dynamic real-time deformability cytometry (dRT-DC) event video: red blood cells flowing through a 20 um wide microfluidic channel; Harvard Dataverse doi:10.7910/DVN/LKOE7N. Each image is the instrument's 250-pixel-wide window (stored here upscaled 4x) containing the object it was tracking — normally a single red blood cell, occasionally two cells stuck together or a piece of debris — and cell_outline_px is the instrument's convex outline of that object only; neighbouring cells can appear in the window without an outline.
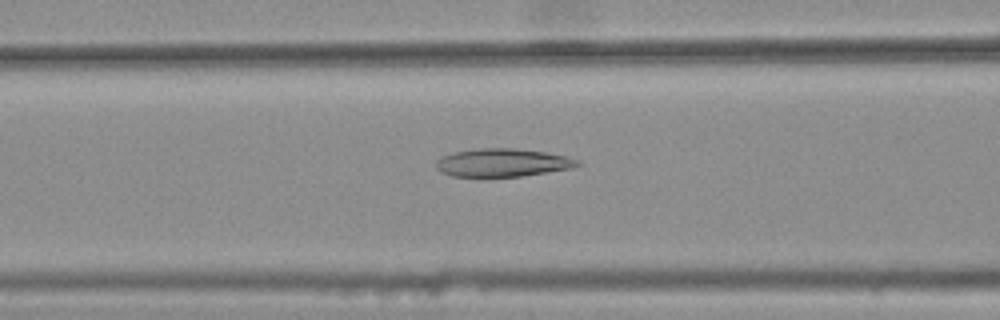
{"species": "common noctule bat (a hibernating species)", "species_latin": "Nyctalus noctula", "temperature_condition": "warm", "stored_images_in_passage": 33, "camera_frame_rate_fps": 3000, "um_per_image_px": 0.085, "animal": {"sex": "female", "body_mass_g": 25.1}, "frame": {"image": 1, "passage_image": 8, "time_ms": 2.333, "image_size_px": [1000, 320], "cell_outline_px": [[580, 164], [572, 168], [520, 176], [452, 176], [440, 172], [436, 168], [436, 160], [440, 156], [452, 152], [480, 148], [516, 148], [544, 152], [568, 156], [580, 160]], "centroid_in_image_um": [42.69, 13.81], "position_along_channel_um": 123.9, "area_um2": 23.18}}
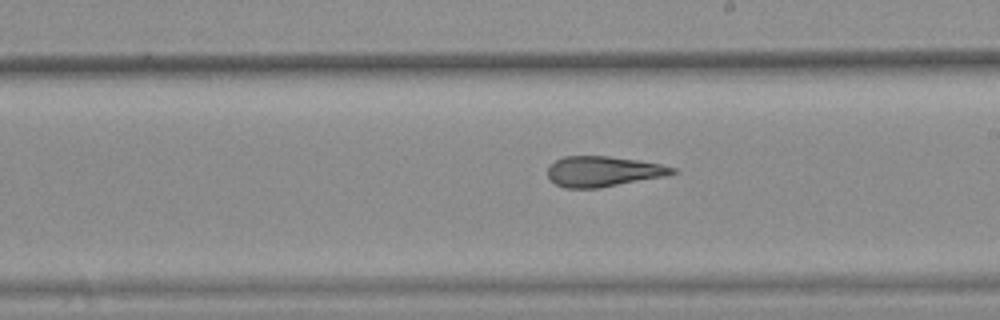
{"frame": {"image": 2, "passage_image": 17, "time_ms": 5.333, "image_size_px": [1000, 320], "cell_outline_px": [[676, 172], [668, 176], [600, 188], [564, 188], [556, 184], [548, 176], [548, 164], [564, 156], [608, 156], [640, 160], [660, 164], [676, 168]], "centroid_in_image_um": [51.29, 14.57], "position_along_channel_um": 237.7, "area_um2": 22.31}}
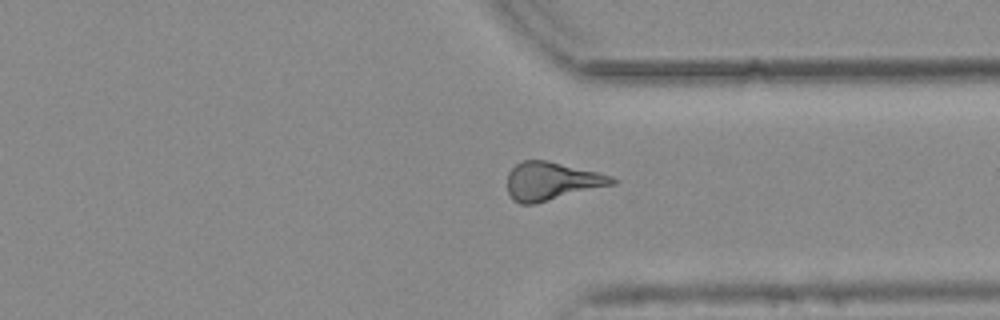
{"frame": {"image": 3, "passage_image": 27, "time_ms": 8.667, "image_size_px": [1000, 320], "cell_outline_px": [[616, 184], [532, 204], [520, 204], [512, 200], [508, 192], [508, 172], [520, 160], [548, 160], [612, 176], [616, 180]], "centroid_in_image_um": [46.86, 15.39], "position_along_channel_um": 364.5, "area_um2": 23.18}, "authors_computed_cell_mechanics": {"area_um2": 22.6576, "velocity_mm_per_s": 3.8044, "shape_relaxation_time_tau1_ms": null, "shape_relaxation_time_tau2_ms": 3.2681, "deformation_change_tau1": null, "deformation_change_tau2": 0.1428}}